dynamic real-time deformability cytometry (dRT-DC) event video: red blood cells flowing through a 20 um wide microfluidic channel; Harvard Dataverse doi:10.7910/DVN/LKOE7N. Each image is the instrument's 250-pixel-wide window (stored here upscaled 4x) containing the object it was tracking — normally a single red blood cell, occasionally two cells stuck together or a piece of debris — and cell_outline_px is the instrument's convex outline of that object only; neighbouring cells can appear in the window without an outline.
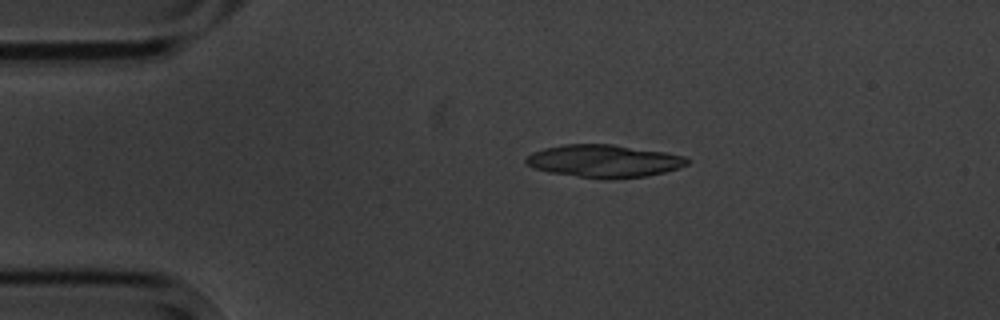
{"species": "common noctule bat (a hibernating species)", "species_latin": "Nyctalus noctula", "temperature_condition": "cold", "stored_images_in_passage": 6, "segment_of_instrument_passage": [1, 2], "camera_frame_rate_fps": 3000, "um_per_image_px": 0.085, "animal": {"sex": "male", "body_mass_g": 20.1, "forearm_length_mm": 53.5}, "frame": {"image": 1, "passage_image": 4, "time_ms": 3.333, "image_size_px": [1000, 320], "cell_outline_px": [[692, 160], [688, 164], [680, 168], [664, 172], [644, 176], [612, 180], [604, 180], [548, 172], [532, 168], [524, 160], [524, 156], [532, 152], [544, 148], [564, 144], [612, 144], [664, 152], [684, 156]], "centroid_in_image_um": [51.32, 13.7], "position_along_channel_um": 33.7, "area_um2": 31.04}}